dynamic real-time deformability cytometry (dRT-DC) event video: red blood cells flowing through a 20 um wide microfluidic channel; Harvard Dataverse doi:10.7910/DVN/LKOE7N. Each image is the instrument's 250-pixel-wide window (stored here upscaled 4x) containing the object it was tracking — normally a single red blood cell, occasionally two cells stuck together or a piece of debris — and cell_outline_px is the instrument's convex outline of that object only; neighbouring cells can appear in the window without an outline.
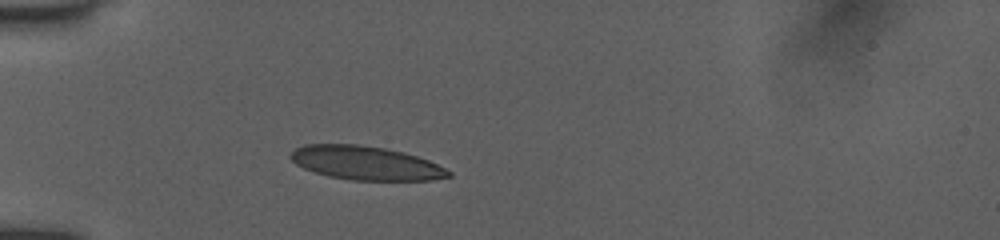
{"species": "human", "species_latin": "Homo sapiens", "temperature_condition": "room temperature", "stored_images_in_passage": 27, "camera_frame_rate_fps": 3000, "um_per_image_px": 0.085, "donor": {"sex": "female"}, "frame": {"image": 1, "passage_image": 1, "time_ms": 0.0, "image_size_px": [1000, 240], "cell_outline_px": [[452, 176], [432, 180], [352, 180], [328, 176], [304, 168], [296, 164], [288, 156], [296, 148], [304, 144], [356, 144], [384, 148], [404, 152], [428, 160], [452, 172]], "centroid_in_image_um": [31.08, 13.85], "position_along_channel_um": 53.9, "area_um2": 30.92}}
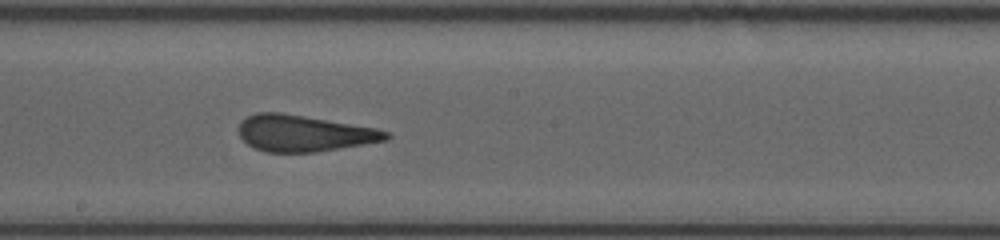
{"frame": {"image": 2, "passage_image": 11, "time_ms": 4.667, "image_size_px": [1000, 240], "cell_outline_px": [[392, 136], [388, 140], [316, 152], [264, 152], [248, 144], [240, 136], [240, 120], [256, 112], [280, 112], [376, 128], [388, 132]], "centroid_in_image_um": [25.84, 11.33], "position_along_channel_um": 222.4, "area_um2": 31.04}}
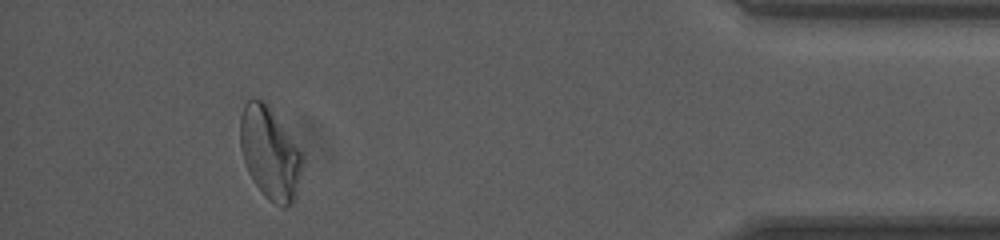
{"frame": {"image": 3, "passage_image": 24, "time_ms": 10.667, "image_size_px": [1000, 240], "cell_outline_px": [[304, 160], [296, 192], [292, 204], [288, 208], [284, 208], [268, 200], [264, 196], [252, 180], [244, 164], [240, 148], [240, 116], [244, 104], [252, 96], [264, 100], [304, 156]], "centroid_in_image_um": [22.91, 13.03], "position_along_channel_um": 412.3, "area_um2": 33.47}, "authors_computed_cell_mechanics": {"area_um2": 31.4432, "velocity_mm_per_s": 3.9746, "shape_relaxation_time_tau1_ms": 9.2229, "shape_relaxation_time_tau2_ms": 1.051, "deformation_change_tau1": 0.2284, "deformation_change_tau2": 0.0856}}